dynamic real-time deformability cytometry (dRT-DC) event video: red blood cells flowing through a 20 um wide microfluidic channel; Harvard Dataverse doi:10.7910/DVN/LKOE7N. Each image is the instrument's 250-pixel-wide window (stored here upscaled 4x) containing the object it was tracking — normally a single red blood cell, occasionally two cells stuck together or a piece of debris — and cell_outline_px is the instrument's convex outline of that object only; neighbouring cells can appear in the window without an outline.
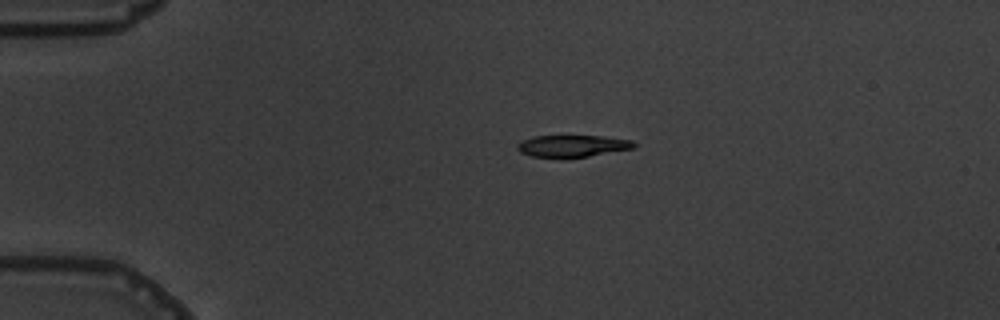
{"species": "common noctule bat (a hibernating species)", "species_latin": "Nyctalus noctula", "temperature_condition": "warm", "stored_images_in_passage": 7, "camera_frame_rate_fps": 3000, "um_per_image_px": 0.085, "animal": {"sex": "male", "body_mass_g": 19.5, "forearm_length_mm": 54.6}, "frame": {"image": 1, "passage_image": 3, "time_ms": 2.333, "image_size_px": [1000, 320], "cell_outline_px": [[636, 148], [588, 156], [532, 156], [520, 152], [516, 148], [516, 144], [520, 140], [532, 136], [600, 136], [632, 140], [636, 144]], "centroid_in_image_um": [48.65, 12.38], "position_along_channel_um": 36.4, "area_um2": 14.62}}